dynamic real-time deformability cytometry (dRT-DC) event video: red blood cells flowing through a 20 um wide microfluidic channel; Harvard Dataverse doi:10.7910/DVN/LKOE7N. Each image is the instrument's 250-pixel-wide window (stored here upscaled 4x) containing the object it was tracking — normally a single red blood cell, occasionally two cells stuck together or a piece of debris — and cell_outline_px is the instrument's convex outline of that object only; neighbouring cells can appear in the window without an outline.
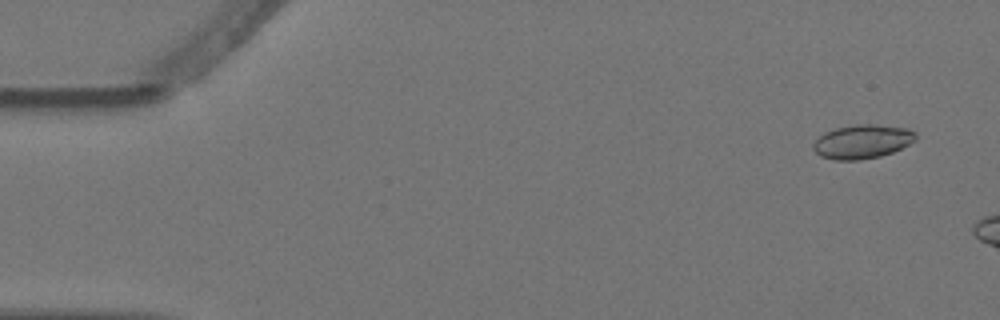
{"species": "Egyptian fruit bat (a non-hibernating species)", "species_latin": "Rousettus aegyptiacus", "temperature_condition": "warm", "stored_images_in_passage": 5, "camera_frame_rate_fps": 3000, "um_per_image_px": 0.085, "animal": {"sex": "female"}, "frame": {"image": 1, "passage_image": 1, "time_ms": 0.0, "image_size_px": [1000, 320], "cell_outline_px": [[916, 140], [892, 152], [880, 156], [860, 160], [836, 160], [820, 156], [812, 148], [812, 144], [824, 132], [836, 128], [856, 124], [872, 124], [908, 128], [916, 132]], "centroid_in_image_um": [73.29, 12.03], "position_along_channel_um": 11.7, "area_um2": 20.23}}